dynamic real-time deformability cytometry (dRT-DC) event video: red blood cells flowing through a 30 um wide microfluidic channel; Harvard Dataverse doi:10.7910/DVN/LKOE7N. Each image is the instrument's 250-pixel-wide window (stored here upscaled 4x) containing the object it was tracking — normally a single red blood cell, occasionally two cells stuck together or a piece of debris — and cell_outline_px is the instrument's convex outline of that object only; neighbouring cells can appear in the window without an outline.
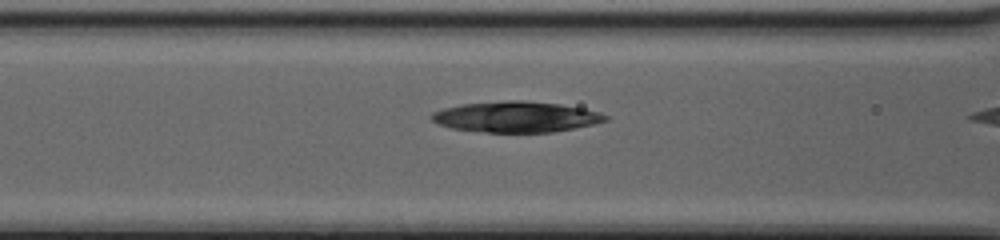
{"species": "common noctule bat (a hibernating species)", "species_latin": "Nyctalus noctula", "temperature_condition": "cold", "stored_images_in_passage": 23, "camera_frame_rate_fps": 3000, "um_per_image_px": 0.085, "animal": {"sex": "female", "body_mass_g": 20.0, "forearm_length_mm": 54.0}, "frame": {"image": 1, "passage_image": 22, "time_ms": 7.0, "image_size_px": [1000, 240], "cell_outline_px": [[608, 120], [592, 124], [552, 132], [488, 132], [452, 128], [440, 124], [432, 120], [432, 112], [444, 108], [464, 104], [508, 100], [524, 100], [560, 104], [584, 108], [600, 112], [608, 116]], "centroid_in_image_um": [43.9, 9.92], "position_along_channel_um": 122.7, "area_um2": 30.87}}